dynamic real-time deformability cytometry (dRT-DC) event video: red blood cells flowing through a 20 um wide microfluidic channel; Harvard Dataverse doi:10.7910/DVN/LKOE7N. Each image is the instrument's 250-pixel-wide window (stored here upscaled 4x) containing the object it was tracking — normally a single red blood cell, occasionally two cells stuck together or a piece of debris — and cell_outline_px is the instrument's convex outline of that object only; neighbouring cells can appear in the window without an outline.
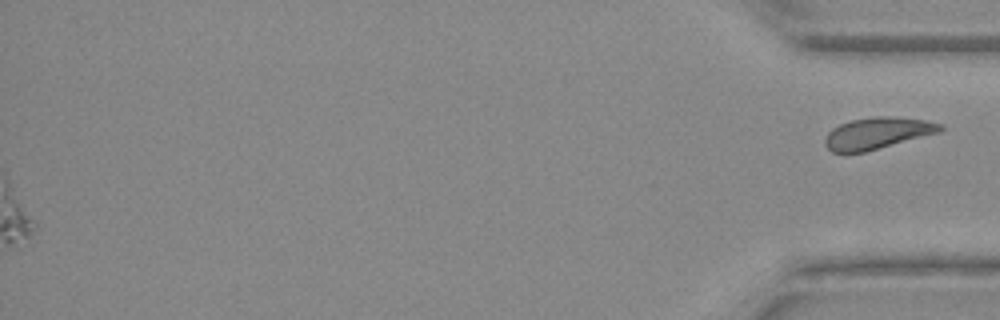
{"species": "Egyptian fruit bat (a non-hibernating species)", "species_latin": "Rousettus aegyptiacus", "temperature_condition": "warm", "stored_images_in_passage": 30, "segment_of_instrument_passage": [2, 2], "camera_frame_rate_fps": 3000, "um_per_image_px": 0.085, "animal": {"sex": "female"}, "frame": {"image": 1, "passage_image": 30, "time_ms": 9.667, "image_size_px": [1000, 320], "cell_outline_px": [[944, 128], [940, 132], [864, 152], [832, 152], [824, 144], [824, 140], [828, 132], [832, 128], [840, 124], [852, 120], [876, 116], [896, 116], [924, 120], [944, 124]], "centroid_in_image_um": [74.59, 11.31], "position_along_channel_um": 360.6, "area_um2": 21.15}}